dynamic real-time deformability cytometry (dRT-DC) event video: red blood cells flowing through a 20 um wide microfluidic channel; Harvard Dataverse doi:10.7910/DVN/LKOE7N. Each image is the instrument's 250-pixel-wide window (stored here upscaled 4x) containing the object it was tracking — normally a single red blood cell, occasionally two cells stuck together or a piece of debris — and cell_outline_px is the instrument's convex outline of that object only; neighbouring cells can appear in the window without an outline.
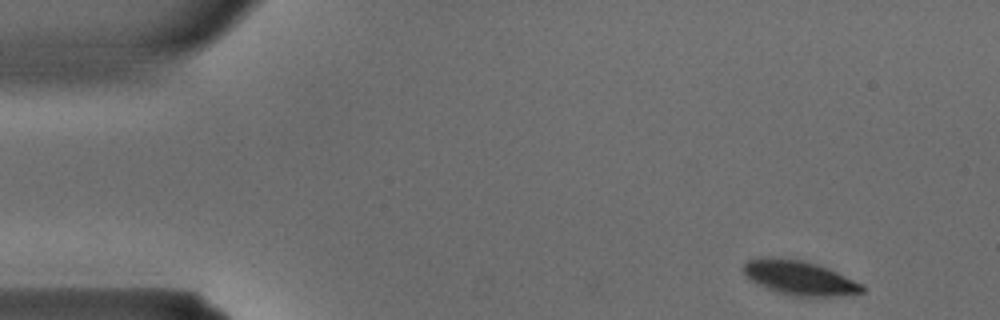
{"species": "common noctule bat (a hibernating species)", "species_latin": "Nyctalus noctula", "temperature_condition": "warm", "stored_images_in_passage": 32, "camera_frame_rate_fps": 3000, "um_per_image_px": 0.085, "animal": {"sex": "male", "body_mass_g": 15.6}, "frame": {"image": 1, "passage_image": 1, "time_ms": 0.0, "image_size_px": [1000, 320], "cell_outline_px": [[868, 288], [864, 292], [840, 296], [792, 296], [768, 288], [748, 280], [744, 276], [744, 264], [748, 260], [804, 260], [828, 268], [864, 284]], "centroid_in_image_um": [68.07, 23.67], "position_along_channel_um": 16.9, "area_um2": 23.12}}
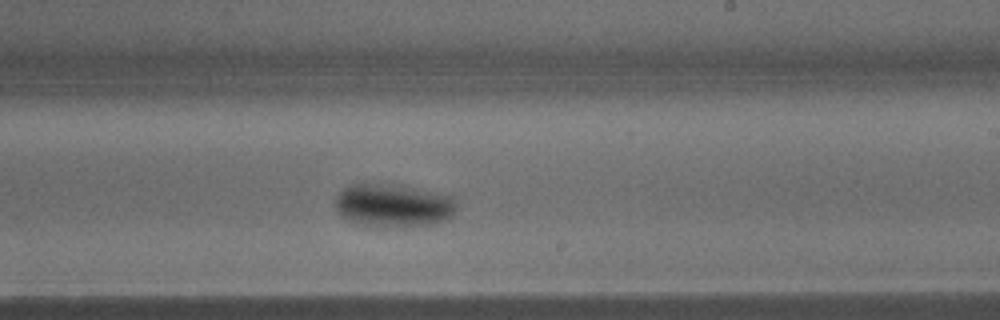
{"frame": {"image": 2, "passage_image": 19, "time_ms": 6.0, "image_size_px": [1000, 320], "cell_outline_px": [[456, 212], [452, 216], [436, 224], [376, 228], [368, 228], [356, 224], [348, 220], [336, 212], [336, 196], [348, 184], [396, 184], [456, 196]], "centroid_in_image_um": [33.43, 17.48], "position_along_channel_um": 255.6, "area_um2": 31.27}}
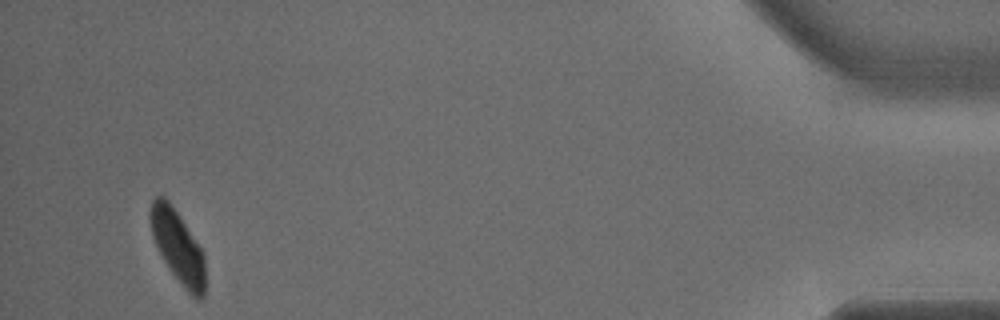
{"frame": {"image": 3, "passage_image": 32, "time_ms": 10.333, "image_size_px": [1000, 320], "cell_outline_px": [[204, 296], [200, 300], [196, 300], [184, 288], [168, 268], [152, 236], [148, 216], [148, 212], [152, 200], [156, 196], [164, 196], [168, 200], [204, 252]], "centroid_in_image_um": [15.09, 20.96], "position_along_channel_um": 420.1, "area_um2": 23.06}}